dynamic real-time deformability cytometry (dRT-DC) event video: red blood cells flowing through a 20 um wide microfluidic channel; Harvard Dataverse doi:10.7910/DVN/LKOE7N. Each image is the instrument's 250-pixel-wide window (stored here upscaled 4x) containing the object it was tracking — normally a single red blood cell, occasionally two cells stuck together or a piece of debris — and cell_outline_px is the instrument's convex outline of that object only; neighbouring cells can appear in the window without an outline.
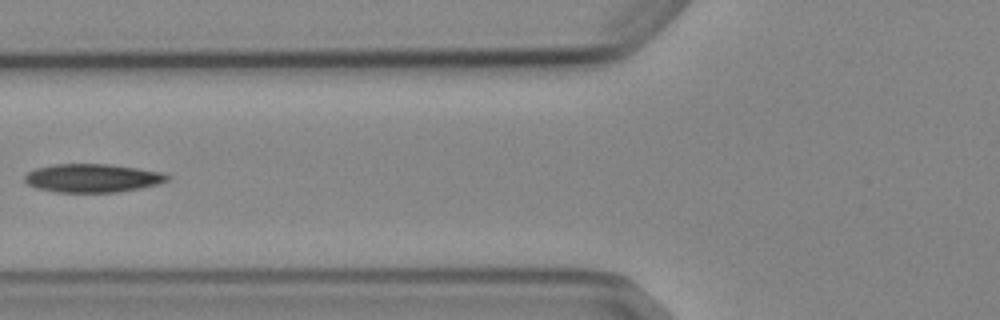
{"species": "Egyptian fruit bat (a non-hibernating species)", "species_latin": "Rousettus aegyptiacus", "temperature_condition": "cold", "stored_images_in_passage": 6, "camera_frame_rate_fps": 3000, "um_per_image_px": 0.085, "animal": {"sex": "female"}, "frame": {"image": 1, "passage_image": 5, "time_ms": 5.667, "image_size_px": [1000, 320], "cell_outline_px": [[172, 176], [168, 180], [156, 184], [140, 188], [116, 192], [56, 192], [36, 188], [28, 184], [24, 180], [24, 176], [28, 172], [36, 168], [56, 164], [108, 164], [136, 168], [160, 172]], "centroid_in_image_um": [7.84, 15.14], "position_along_channel_um": 118.0, "area_um2": 23.47}}